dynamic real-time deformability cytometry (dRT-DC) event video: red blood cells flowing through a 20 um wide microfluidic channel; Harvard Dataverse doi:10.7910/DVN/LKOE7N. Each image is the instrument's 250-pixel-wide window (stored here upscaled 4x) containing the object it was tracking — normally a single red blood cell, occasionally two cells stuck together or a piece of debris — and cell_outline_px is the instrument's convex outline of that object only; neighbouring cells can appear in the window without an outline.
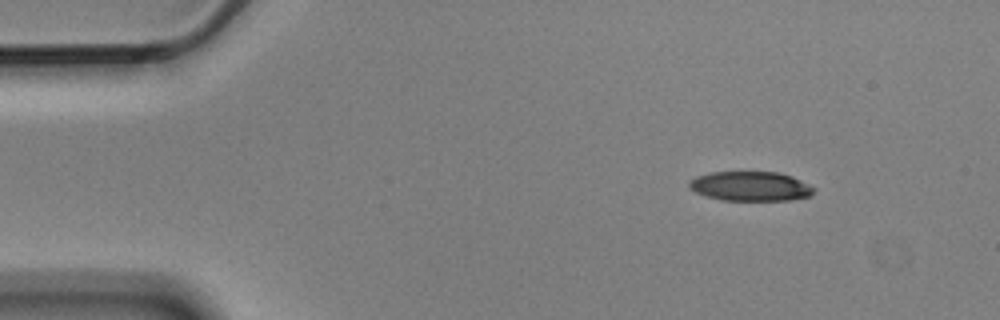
{"species": "Egyptian fruit bat (a non-hibernating species)", "species_latin": "Rousettus aegyptiacus", "temperature_condition": "cold", "stored_images_in_passage": 3, "camera_frame_rate_fps": 3000, "um_per_image_px": 0.085, "animal": {"sex": "male"}, "frame": {"image": 1, "passage_image": 1, "time_ms": 0.0, "image_size_px": [1000, 320], "cell_outline_px": [[816, 188], [812, 196], [792, 200], [720, 200], [696, 192], [688, 188], [688, 180], [696, 176], [712, 172], [776, 172], [792, 176]], "centroid_in_image_um": [63.8, 15.83], "position_along_channel_um": 21.2, "area_um2": 21.56}}
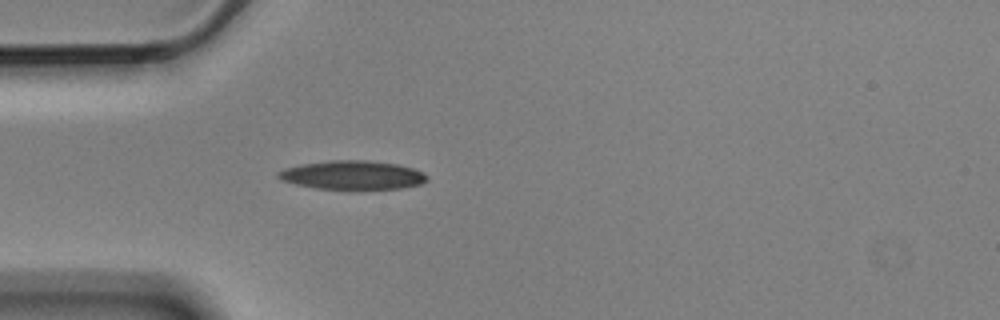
{"frame": {"image": 2, "passage_image": 3, "time_ms": 0.667, "image_size_px": [1000, 320], "cell_outline_px": [[428, 180], [420, 184], [400, 188], [356, 192], [348, 192], [316, 188], [296, 184], [280, 180], [276, 176], [276, 172], [284, 168], [300, 164], [332, 160], [364, 160], [396, 164], [412, 168], [428, 176]], "centroid_in_image_um": [29.91, 14.93], "position_along_channel_um": 55.1, "area_um2": 25.89}}